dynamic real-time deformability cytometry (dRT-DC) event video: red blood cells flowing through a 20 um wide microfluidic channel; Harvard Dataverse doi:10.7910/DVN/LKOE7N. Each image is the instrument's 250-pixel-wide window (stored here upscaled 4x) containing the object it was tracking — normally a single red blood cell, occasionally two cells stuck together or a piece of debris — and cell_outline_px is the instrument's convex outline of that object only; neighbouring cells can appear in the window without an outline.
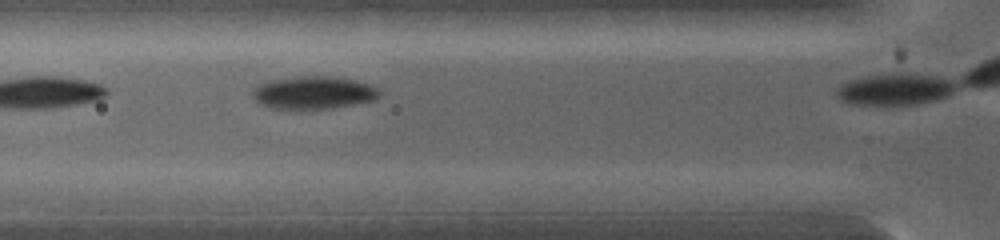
{"species": "common noctule bat (a hibernating species)", "species_latin": "Nyctalus noctula", "temperature_condition": "warm", "stored_images_in_passage": 8, "segment_of_instrument_passage": [1, 2], "camera_frame_rate_fps": 5000, "um_per_image_px": 0.085, "animal": {"sex": "female", "body_mass_g": 19.0, "forearm_length_mm": 53.3}, "frame": {"image": 1, "passage_image": 7, "time_ms": 3.2, "image_size_px": [1000, 240], "cell_outline_px": [[380, 96], [376, 100], [332, 108], [272, 108], [260, 104], [252, 96], [252, 88], [260, 84], [272, 80], [304, 76], [328, 76], [352, 80], [368, 84], [376, 88], [380, 92]], "centroid_in_image_um": [26.64, 7.88], "position_along_channel_um": 99.2, "area_um2": 23.81}}